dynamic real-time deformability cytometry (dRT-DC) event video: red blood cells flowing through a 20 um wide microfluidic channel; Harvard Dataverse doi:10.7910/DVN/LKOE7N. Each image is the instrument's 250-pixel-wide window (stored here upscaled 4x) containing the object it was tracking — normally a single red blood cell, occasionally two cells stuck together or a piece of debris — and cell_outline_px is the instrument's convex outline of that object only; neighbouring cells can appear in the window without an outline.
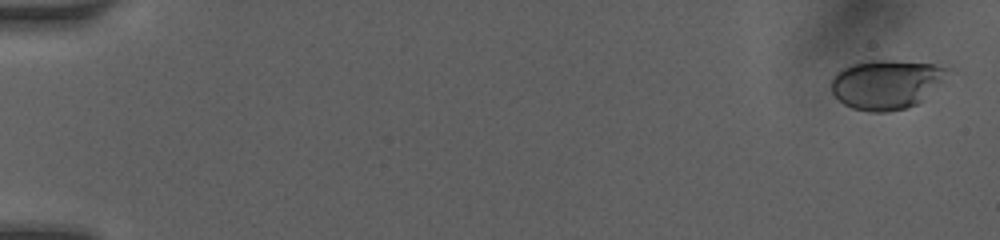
{"species": "human", "species_latin": "Homo sapiens", "temperature_condition": "room temperature", "stored_images_in_passage": 15, "camera_frame_rate_fps": 3000, "um_per_image_px": 0.085, "donor": {"sex": "female"}, "frame": {"image": 1, "passage_image": 1, "time_ms": 0.0, "image_size_px": [1000, 240], "cell_outline_px": [[948, 68], [940, 80], [916, 104], [908, 108], [884, 112], [872, 112], [852, 108], [844, 104], [832, 92], [832, 76], [840, 68], [852, 64], [868, 60], [892, 60], [932, 64]], "centroid_in_image_um": [75.22, 7.16], "position_along_channel_um": 9.8, "area_um2": 32.66}}
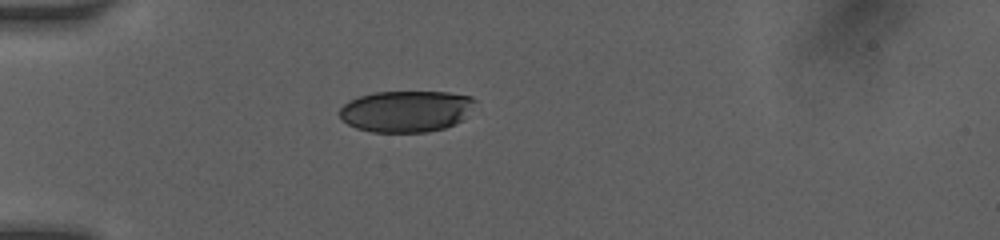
{"frame": {"image": 2, "passage_image": 11, "time_ms": 4.667, "image_size_px": [1000, 240], "cell_outline_px": [[476, 100], [460, 120], [456, 124], [444, 128], [424, 132], [372, 132], [356, 128], [348, 124], [340, 116], [340, 108], [348, 100], [360, 96], [376, 92], [448, 92], [472, 96]], "centroid_in_image_um": [34.49, 9.45], "position_along_channel_um": 50.5, "area_um2": 32.43}}
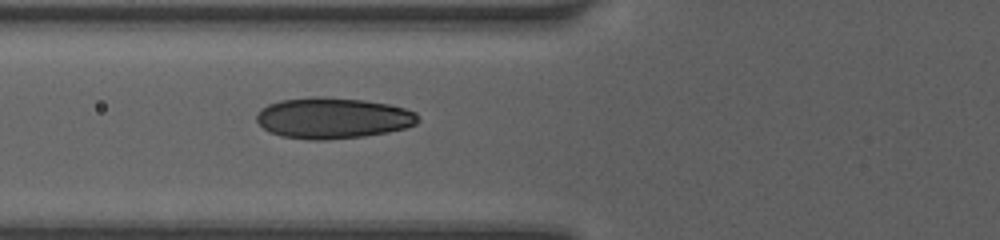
{"frame": {"image": 3, "passage_image": 15, "time_ms": 6.333, "image_size_px": [1000, 240], "cell_outline_px": [[420, 120], [416, 124], [404, 128], [388, 132], [364, 136], [324, 140], [312, 140], [280, 136], [268, 132], [256, 120], [256, 116], [260, 108], [268, 104], [280, 100], [312, 96], [324, 96], [364, 100], [388, 104], [404, 108], [416, 112]], "centroid_in_image_um": [28.27, 10.03], "position_along_channel_um": 97.5, "area_um2": 38.84}}